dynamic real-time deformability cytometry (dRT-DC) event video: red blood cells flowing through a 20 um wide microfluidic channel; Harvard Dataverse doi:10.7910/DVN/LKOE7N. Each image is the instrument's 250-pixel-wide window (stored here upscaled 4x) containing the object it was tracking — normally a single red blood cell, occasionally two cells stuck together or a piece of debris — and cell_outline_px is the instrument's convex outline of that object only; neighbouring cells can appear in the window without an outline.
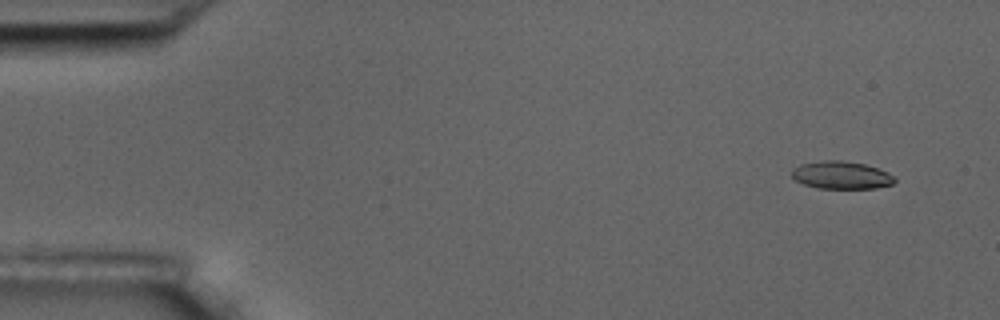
{"species": "common noctule bat (a hibernating species)", "species_latin": "Nyctalus noctula", "temperature_condition": "room temperature", "stored_images_in_passage": 4, "camera_frame_rate_fps": 3000, "um_per_image_px": 0.085, "animal": {"sex": "male", "body_mass_g": 17.5, "forearm_length_mm": 52.3}, "frame": {"image": 1, "passage_image": 1, "time_ms": 0.0, "image_size_px": [1000, 320], "cell_outline_px": [[896, 180], [892, 184], [876, 188], [820, 188], [804, 184], [796, 180], [792, 176], [792, 168], [800, 164], [824, 160], [840, 160], [864, 164], [888, 172], [896, 176]], "centroid_in_image_um": [71.53, 14.88], "position_along_channel_um": 13.5, "area_um2": 16.53}}
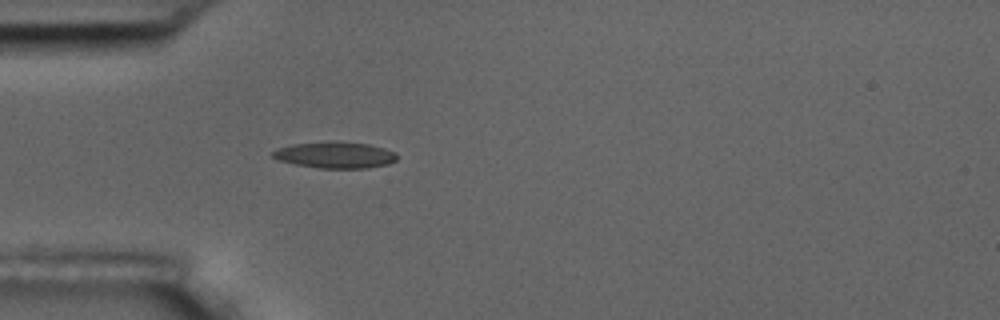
{"frame": {"image": 2, "passage_image": 4, "time_ms": 4.333, "image_size_px": [1000, 320], "cell_outline_px": [[396, 160], [388, 164], [368, 168], [320, 168], [296, 164], [280, 160], [272, 156], [272, 152], [276, 148], [292, 144], [328, 140], [332, 140], [368, 144], [384, 148], [396, 152]], "centroid_in_image_um": [28.48, 13.15], "position_along_channel_um": 56.5, "area_um2": 19.25}}